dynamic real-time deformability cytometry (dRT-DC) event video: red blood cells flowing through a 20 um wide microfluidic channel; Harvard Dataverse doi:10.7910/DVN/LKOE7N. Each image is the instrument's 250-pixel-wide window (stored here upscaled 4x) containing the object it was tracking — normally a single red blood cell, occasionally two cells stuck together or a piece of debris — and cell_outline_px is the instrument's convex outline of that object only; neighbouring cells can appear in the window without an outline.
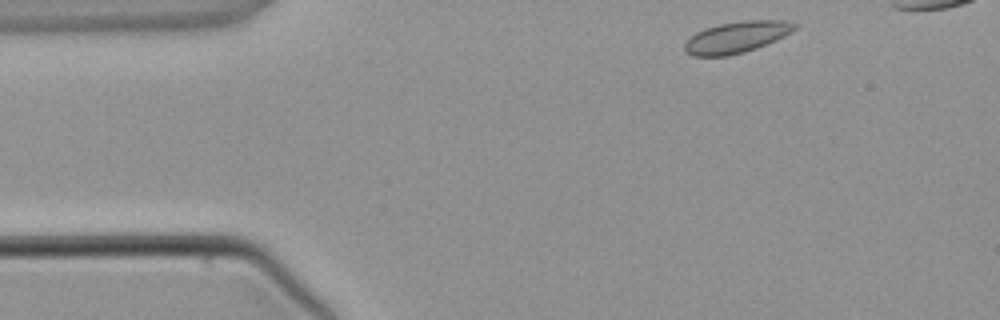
{"species": "common noctule bat (a hibernating species)", "species_latin": "Nyctalus noctula", "temperature_condition": "warm", "stored_images_in_passage": 8, "camera_frame_rate_fps": 3000, "um_per_image_px": 0.085, "animal": {"sex": "male", "body_mass_g": 21.5, "forearm_length_mm": 52.0}, "frame": {"image": 1, "passage_image": 1, "time_ms": 0.0, "image_size_px": [1000, 320], "cell_outline_px": [[800, 24], [796, 28], [784, 36], [776, 40], [756, 48], [744, 52], [728, 56], [692, 56], [684, 52], [684, 44], [696, 32], [704, 28], [720, 24], [744, 20], [784, 20]], "centroid_in_image_um": [62.61, 3.16], "position_along_channel_um": 22.4, "area_um2": 20.17}}